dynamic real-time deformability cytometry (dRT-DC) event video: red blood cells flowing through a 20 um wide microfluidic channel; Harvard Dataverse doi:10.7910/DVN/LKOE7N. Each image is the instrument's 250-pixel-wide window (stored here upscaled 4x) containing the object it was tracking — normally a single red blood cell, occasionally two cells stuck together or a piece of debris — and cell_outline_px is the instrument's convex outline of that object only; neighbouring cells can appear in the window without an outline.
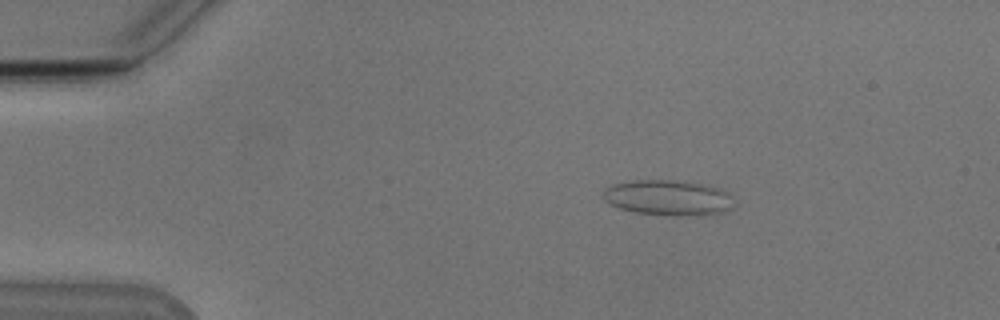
{"species": "Egyptian fruit bat (a non-hibernating species)", "species_latin": "Rousettus aegyptiacus", "temperature_condition": "cold", "stored_images_in_passage": 55, "camera_frame_rate_fps": 3000, "um_per_image_px": 0.085, "animal": {"sex": "male"}, "frame": {"image": 1, "passage_image": 10, "time_ms": 3.0, "image_size_px": [1000, 320], "cell_outline_px": [[736, 204], [732, 208], [724, 212], [636, 212], [620, 208], [604, 200], [604, 188], [612, 184], [632, 180], [672, 180], [712, 184], [724, 188], [732, 192]], "centroid_in_image_um": [56.87, 16.71], "position_along_channel_um": 28.1, "area_um2": 26.24}}
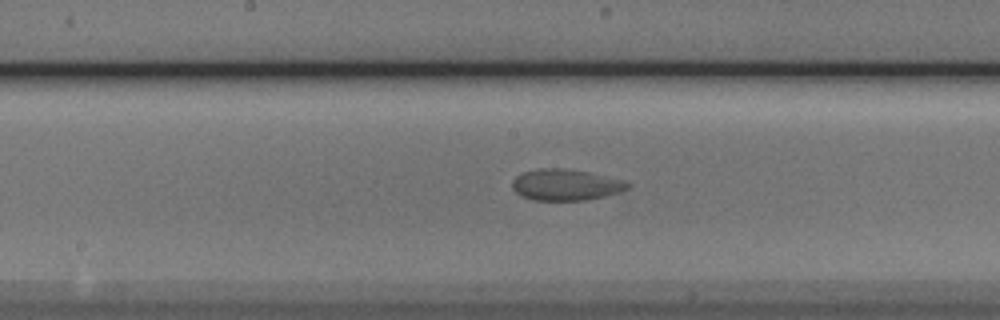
{"frame": {"image": 2, "passage_image": 29, "time_ms": 9.333, "image_size_px": [1000, 320], "cell_outline_px": [[632, 184], [628, 188], [620, 192], [604, 196], [584, 200], [532, 200], [520, 196], [512, 188], [512, 180], [516, 176], [524, 172], [540, 168], [568, 168], [588, 172], [624, 180]], "centroid_in_image_um": [48.08, 15.7], "position_along_channel_um": 200.1, "area_um2": 21.1}}
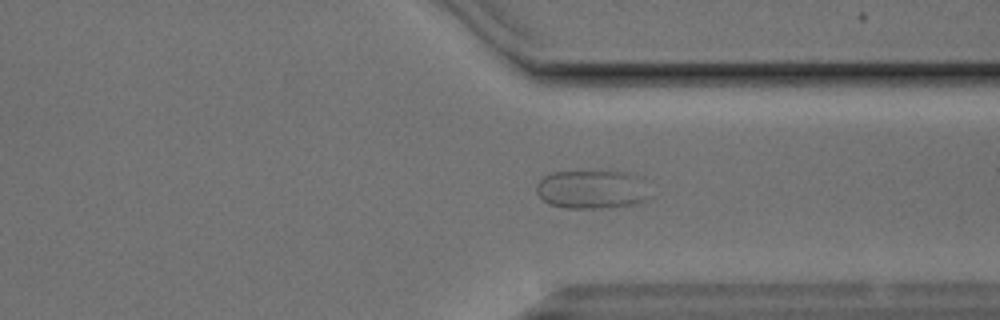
{"frame": {"image": 3, "passage_image": 42, "time_ms": 13.667, "image_size_px": [1000, 320], "cell_outline_px": [[656, 196], [640, 204], [600, 208], [568, 208], [548, 204], [536, 192], [536, 184], [544, 176], [552, 172], [636, 172], [644, 176]], "centroid_in_image_um": [50.51, 16.1], "position_along_channel_um": 360.9, "area_um2": 26.65}}